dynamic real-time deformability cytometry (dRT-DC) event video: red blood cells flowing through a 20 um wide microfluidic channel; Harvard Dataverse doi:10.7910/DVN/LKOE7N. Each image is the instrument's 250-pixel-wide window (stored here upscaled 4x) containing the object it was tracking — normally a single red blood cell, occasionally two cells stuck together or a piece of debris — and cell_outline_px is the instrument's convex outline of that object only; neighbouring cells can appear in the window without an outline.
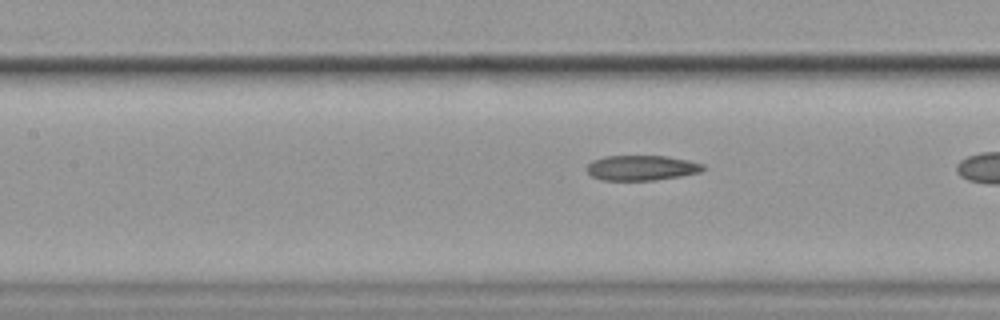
{"species": "common noctule bat (a hibernating species)", "species_latin": "Nyctalus noctula", "temperature_condition": "cold", "stored_images_in_passage": 36, "camera_frame_rate_fps": 3000, "um_per_image_px": 0.085, "animal": {"sex": "female", "body_mass_g": 19.9}, "frame": {"image": 1, "passage_image": 21, "time_ms": 6.667, "image_size_px": [1000, 320], "cell_outline_px": [[704, 168], [700, 172], [680, 176], [656, 180], [600, 180], [592, 176], [584, 168], [592, 160], [604, 156], [668, 156], [688, 160], [704, 164]], "centroid_in_image_um": [54.5, 14.26], "position_along_channel_um": 152.9, "area_um2": 17.11}}